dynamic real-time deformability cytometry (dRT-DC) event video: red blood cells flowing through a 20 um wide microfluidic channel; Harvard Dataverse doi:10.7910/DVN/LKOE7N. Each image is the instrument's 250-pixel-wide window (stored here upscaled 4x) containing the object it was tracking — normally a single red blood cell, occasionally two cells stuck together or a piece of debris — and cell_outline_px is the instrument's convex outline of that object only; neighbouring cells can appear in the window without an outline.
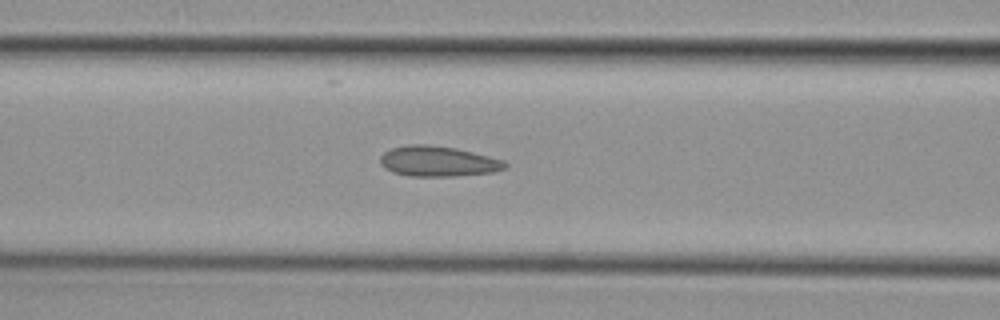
{"species": "common noctule bat (a hibernating species)", "species_latin": "Nyctalus noctula", "temperature_condition": "cold", "stored_images_in_passage": 20, "camera_frame_rate_fps": 3000, "um_per_image_px": 0.085, "animal": {"sex": "female", "body_mass_g": 29.2, "forearm_length_mm": 56.3}, "frame": {"image": 1, "passage_image": 12, "time_ms": 3.667, "image_size_px": [1000, 320], "cell_outline_px": [[508, 164], [504, 168], [496, 172], [452, 176], [408, 176], [392, 172], [384, 168], [380, 164], [380, 156], [384, 152], [392, 148], [408, 144], [428, 144], [456, 148], [504, 160]], "centroid_in_image_um": [37.21, 13.71], "position_along_channel_um": 129.4, "area_um2": 22.2}}
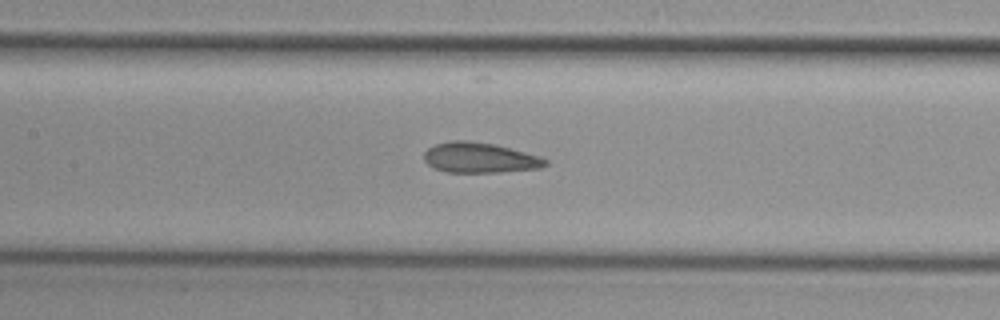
{"frame": {"image": 2, "passage_image": 15, "time_ms": 4.667, "image_size_px": [1000, 320], "cell_outline_px": [[548, 164], [540, 168], [500, 172], [444, 172], [432, 168], [424, 160], [424, 152], [428, 148], [436, 144], [452, 140], [468, 140], [496, 144], [540, 156], [548, 160]], "centroid_in_image_um": [40.77, 13.4], "position_along_channel_um": 166.6, "area_um2": 21.62}}